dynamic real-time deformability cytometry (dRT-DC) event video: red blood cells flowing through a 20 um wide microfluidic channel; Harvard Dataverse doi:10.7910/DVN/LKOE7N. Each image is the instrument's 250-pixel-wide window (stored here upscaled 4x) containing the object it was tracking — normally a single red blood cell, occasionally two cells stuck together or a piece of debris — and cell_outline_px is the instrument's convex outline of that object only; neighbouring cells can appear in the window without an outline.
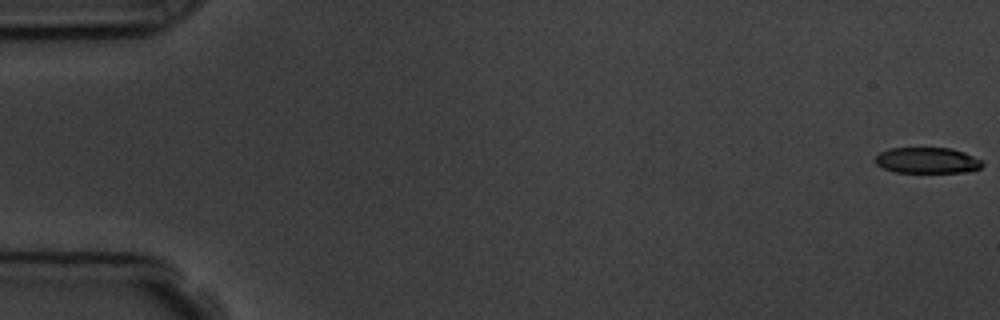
{"species": "common noctule bat (a hibernating species)", "species_latin": "Nyctalus noctula", "temperature_condition": "room temperature", "stored_images_in_passage": 5, "camera_frame_rate_fps": 3000, "um_per_image_px": 0.085, "animal": {"sex": "male", "body_mass_g": 19.5, "forearm_length_mm": 54.6}, "frame": {"image": 1, "passage_image": 1, "time_ms": 0.0, "image_size_px": [1000, 320], "cell_outline_px": [[984, 164], [980, 168], [964, 172], [896, 172], [884, 168], [876, 164], [876, 156], [880, 152], [888, 148], [952, 148], [964, 152], [984, 160]], "centroid_in_image_um": [78.85, 13.62], "position_along_channel_um": 6.1, "area_um2": 16.18}}
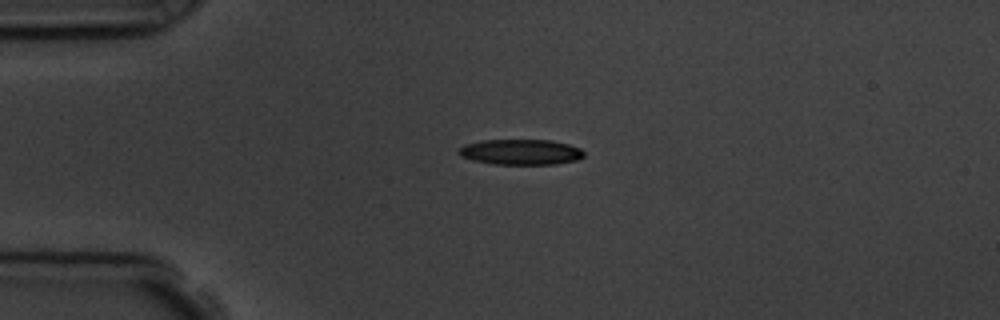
{"frame": {"image": 2, "passage_image": 4, "time_ms": 4.333, "image_size_px": [1000, 320], "cell_outline_px": [[584, 156], [576, 160], [556, 164], [496, 164], [472, 160], [460, 156], [456, 152], [464, 144], [484, 140], [552, 140], [568, 144], [580, 148], [584, 152]], "centroid_in_image_um": [44.25, 12.92], "position_along_channel_um": 40.7, "area_um2": 18.61}}